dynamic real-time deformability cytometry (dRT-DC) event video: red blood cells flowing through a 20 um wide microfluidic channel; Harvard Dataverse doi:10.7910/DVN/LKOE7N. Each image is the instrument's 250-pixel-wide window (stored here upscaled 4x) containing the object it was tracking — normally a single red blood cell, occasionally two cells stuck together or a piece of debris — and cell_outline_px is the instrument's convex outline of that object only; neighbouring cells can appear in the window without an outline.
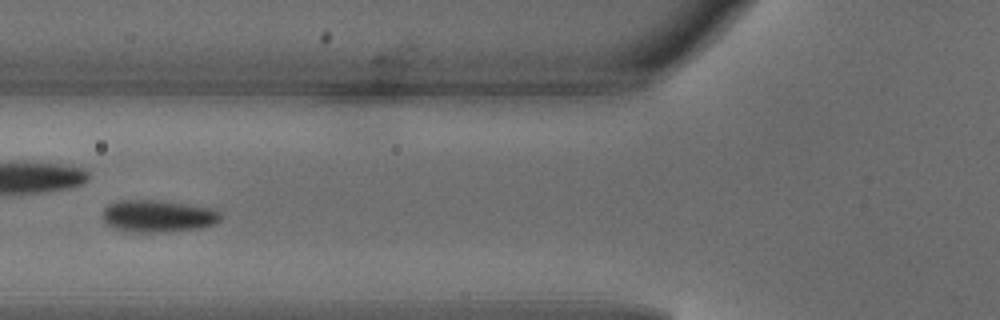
{"species": "common noctule bat (a hibernating species)", "species_latin": "Nyctalus noctula", "temperature_condition": "warm", "stored_images_in_passage": 7, "camera_frame_rate_fps": 3000, "um_per_image_px": 0.085, "animal": {"sex": "male", "body_mass_g": 18.8}, "frame": {"image": 1, "passage_image": 6, "time_ms": 1.667, "image_size_px": [1000, 320], "cell_outline_px": [[220, 220], [212, 224], [200, 228], [168, 232], [136, 232], [112, 228], [104, 224], [104, 208], [108, 204], [120, 200], [160, 200], [216, 208], [220, 212]], "centroid_in_image_um": [13.43, 18.36], "position_along_channel_um": 112.4, "area_um2": 22.31}}
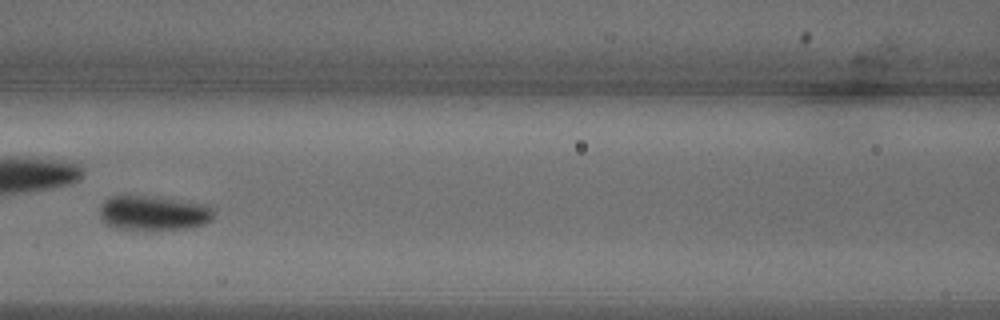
{"frame": {"image": 2, "passage_image": 7, "time_ms": 2.0, "image_size_px": [1000, 320], "cell_outline_px": [[212, 220], [204, 224], [192, 228], [116, 228], [104, 224], [100, 216], [100, 208], [104, 200], [112, 196], [148, 196], [204, 204], [212, 208]], "centroid_in_image_um": [13.02, 18.1], "position_along_channel_um": 153.6, "area_um2": 22.43}}